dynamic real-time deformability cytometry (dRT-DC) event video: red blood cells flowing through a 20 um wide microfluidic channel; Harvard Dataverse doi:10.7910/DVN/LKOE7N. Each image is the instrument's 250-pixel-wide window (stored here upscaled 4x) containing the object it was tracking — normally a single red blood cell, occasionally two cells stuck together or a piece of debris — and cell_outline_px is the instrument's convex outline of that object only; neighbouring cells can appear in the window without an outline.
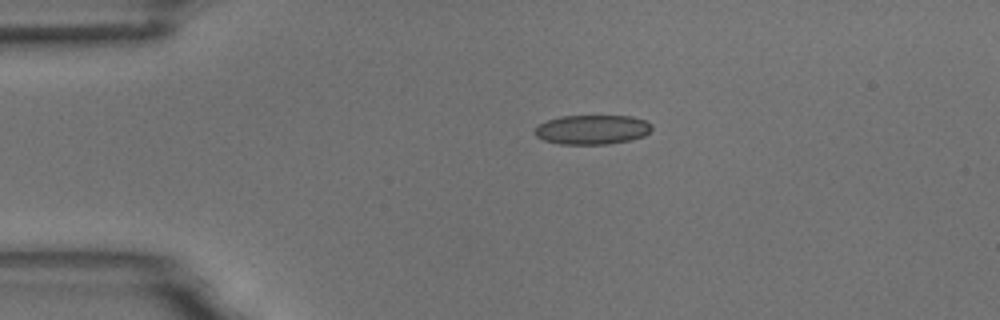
{"species": "common noctule bat (a hibernating species)", "species_latin": "Nyctalus noctula", "temperature_condition": "room temperature", "stored_images_in_passage": 2, "camera_frame_rate_fps": 3000, "um_per_image_px": 0.085, "animal": {"sex": "male", "body_mass_g": 18.8}, "frame": {"image": 1, "passage_image": 1, "time_ms": 0.0, "image_size_px": [1000, 320], "cell_outline_px": [[652, 128], [644, 136], [632, 140], [608, 144], [560, 144], [544, 140], [536, 136], [536, 124], [560, 116], [632, 116], [644, 120], [652, 124]], "centroid_in_image_um": [50.34, 11.01], "position_along_channel_um": 34.7, "area_um2": 20.11}}